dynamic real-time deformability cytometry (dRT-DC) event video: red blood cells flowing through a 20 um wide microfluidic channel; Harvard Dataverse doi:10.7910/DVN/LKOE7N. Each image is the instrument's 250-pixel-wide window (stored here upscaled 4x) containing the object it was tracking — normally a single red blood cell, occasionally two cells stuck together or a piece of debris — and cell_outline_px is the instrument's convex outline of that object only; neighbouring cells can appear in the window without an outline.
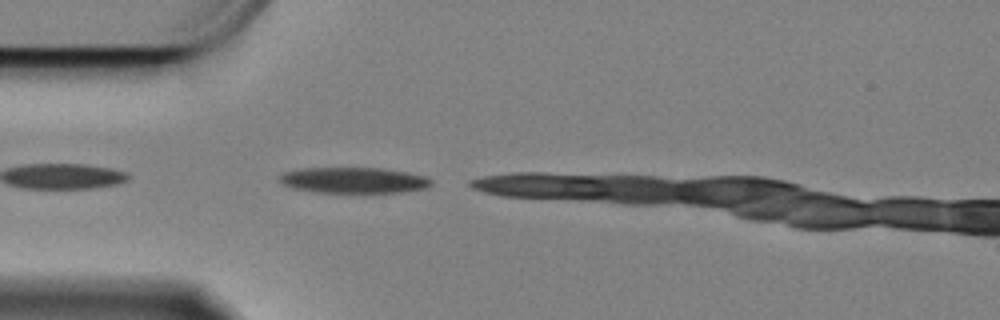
{"species": "Egyptian fruit bat (a non-hibernating species)", "species_latin": "Rousettus aegyptiacus", "temperature_condition": "cold", "stored_images_in_passage": 5, "camera_frame_rate_fps": 3000, "um_per_image_px": 0.085, "animal": {"sex": "female"}, "frame": {"image": 1, "passage_image": 1, "time_ms": 0.0, "image_size_px": [1000, 320], "cell_outline_px": [[432, 184], [424, 188], [400, 192], [316, 192], [296, 188], [284, 184], [280, 180], [280, 176], [284, 172], [308, 168], [380, 168], [404, 172], [424, 176], [432, 180]], "centroid_in_image_um": [30.08, 15.32], "position_along_channel_um": 54.9, "area_um2": 22.25}}